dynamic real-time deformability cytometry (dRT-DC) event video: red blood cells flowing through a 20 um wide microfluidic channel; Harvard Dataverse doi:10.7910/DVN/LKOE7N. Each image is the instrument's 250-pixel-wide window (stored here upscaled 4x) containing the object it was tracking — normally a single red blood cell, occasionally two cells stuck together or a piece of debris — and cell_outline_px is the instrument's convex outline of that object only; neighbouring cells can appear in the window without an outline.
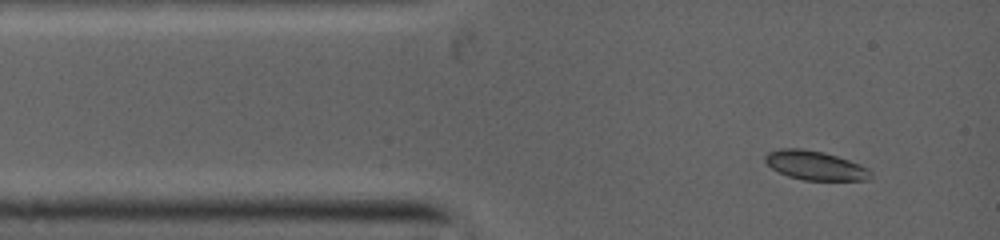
{"species": "common noctule bat (a hibernating species)", "species_latin": "Nyctalus noctula", "temperature_condition": "warm", "stored_images_in_passage": 50, "camera_frame_rate_fps": 5000, "um_per_image_px": 0.085, "animal": {"sex": "female", "body_mass_g": 19.0, "forearm_length_mm": 53.3}, "frame": {"image": 1, "passage_image": 2, "time_ms": 0.2, "image_size_px": [1000, 240], "cell_outline_px": [[872, 176], [864, 180], [804, 180], [788, 176], [772, 168], [764, 160], [764, 156], [768, 152], [784, 148], [800, 148], [820, 152], [836, 156], [848, 160], [868, 168], [872, 172]], "centroid_in_image_um": [69.27, 14.07], "position_along_channel_um": 15.7, "area_um2": 17.57}}
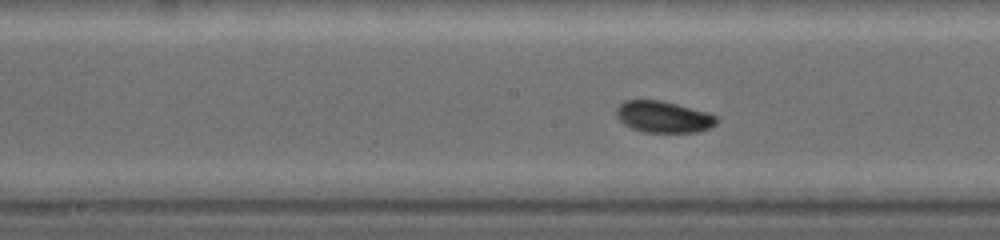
{"frame": {"image": 2, "passage_image": 23, "time_ms": 5.0, "image_size_px": [1000, 240], "cell_outline_px": [[716, 124], [708, 128], [696, 132], [644, 132], [632, 128], [620, 120], [616, 112], [620, 104], [628, 100], [656, 100], [676, 104], [704, 112], [716, 116]], "centroid_in_image_um": [56.38, 9.94], "position_along_channel_um": 191.8, "area_um2": 17.8}}
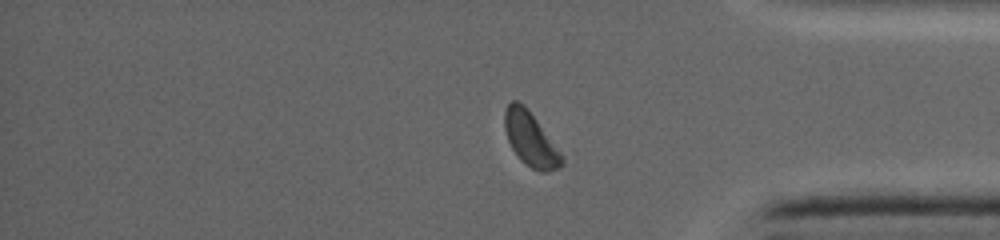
{"frame": {"image": 3, "passage_image": 43, "time_ms": 9.8, "image_size_px": [1000, 240], "cell_outline_px": [[564, 164], [560, 168], [548, 172], [540, 172], [524, 164], [520, 160], [512, 148], [508, 140], [504, 128], [504, 112], [508, 104], [512, 100], [516, 100], [532, 116], [564, 156]], "centroid_in_image_um": [45.1, 11.91], "position_along_channel_um": 390.1, "area_um2": 17.63}}